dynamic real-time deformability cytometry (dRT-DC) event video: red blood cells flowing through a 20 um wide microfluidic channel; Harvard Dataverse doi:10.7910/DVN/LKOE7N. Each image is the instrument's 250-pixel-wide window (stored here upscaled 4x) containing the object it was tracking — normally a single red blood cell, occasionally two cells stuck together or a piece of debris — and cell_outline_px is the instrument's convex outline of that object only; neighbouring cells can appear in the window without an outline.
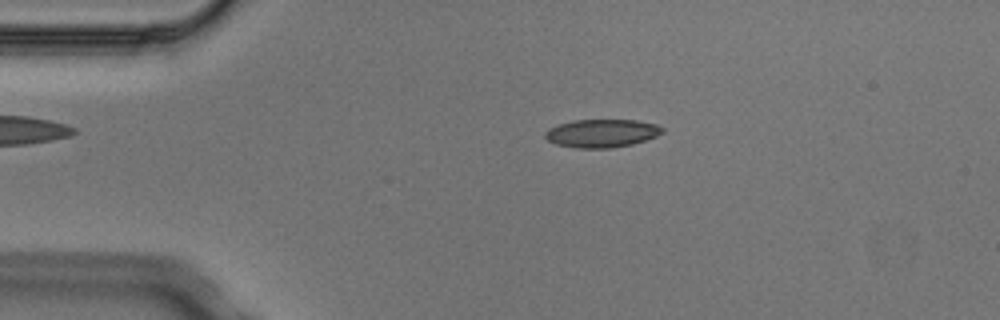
{"species": "Egyptian fruit bat (a non-hibernating species)", "species_latin": "Rousettus aegyptiacus", "temperature_condition": "cold", "stored_images_in_passage": 3, "camera_frame_rate_fps": 3000, "um_per_image_px": 0.085, "animal": {"sex": "male"}, "frame": {"image": 1, "passage_image": 2, "time_ms": 0.333, "image_size_px": [1000, 320], "cell_outline_px": [[664, 132], [656, 136], [632, 144], [608, 148], [576, 148], [556, 144], [548, 140], [544, 136], [544, 132], [548, 128], [572, 120], [636, 120], [656, 124], [664, 128]], "centroid_in_image_um": [51.13, 11.32], "position_along_channel_um": 33.9, "area_um2": 19.19}}